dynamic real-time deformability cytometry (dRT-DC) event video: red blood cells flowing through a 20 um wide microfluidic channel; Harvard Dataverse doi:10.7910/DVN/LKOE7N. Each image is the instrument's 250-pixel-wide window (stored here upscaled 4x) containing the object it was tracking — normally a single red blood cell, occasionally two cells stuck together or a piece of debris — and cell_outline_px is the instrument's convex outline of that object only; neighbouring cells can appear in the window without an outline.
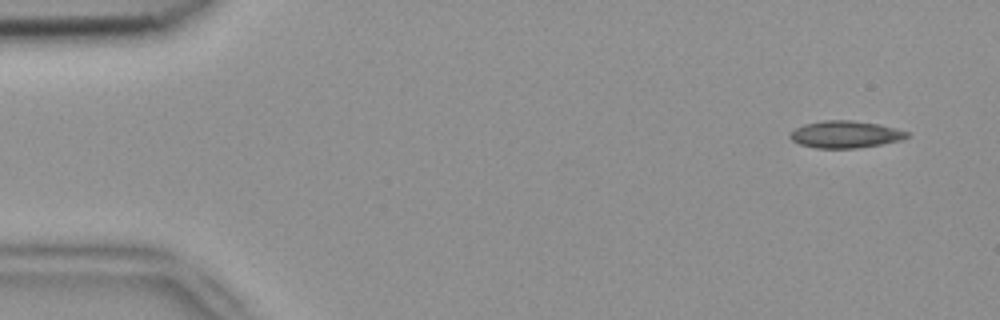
{"species": "common noctule bat (a hibernating species)", "species_latin": "Nyctalus noctula", "temperature_condition": "room temperature", "stored_images_in_passage": 4, "camera_frame_rate_fps": 3000, "um_per_image_px": 0.085, "animal": {"sex": "female", "body_mass_g": 18.4}, "frame": {"image": 1, "passage_image": 1, "time_ms": 0.0, "image_size_px": [1000, 320], "cell_outline_px": [[908, 136], [900, 140], [880, 144], [856, 148], [816, 148], [800, 144], [792, 140], [788, 136], [796, 128], [804, 124], [824, 120], [852, 120], [876, 124], [896, 128], [908, 132]], "centroid_in_image_um": [71.82, 11.42], "position_along_channel_um": 13.2, "area_um2": 18.21}}
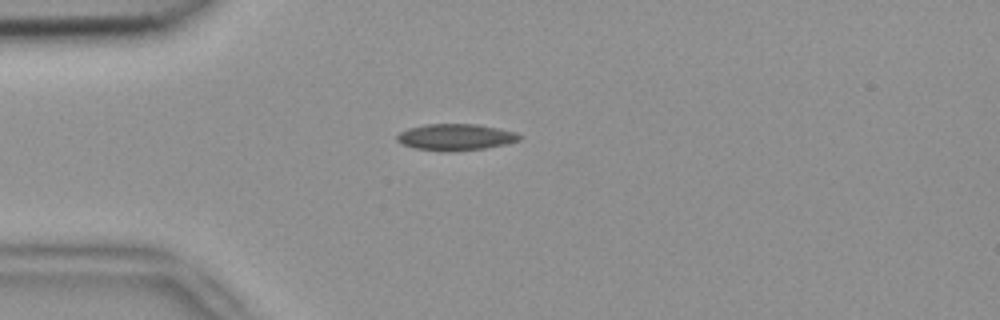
{"frame": {"image": 2, "passage_image": 4, "time_ms": 1.0, "image_size_px": [1000, 320], "cell_outline_px": [[524, 136], [520, 140], [508, 144], [484, 148], [452, 152], [440, 152], [416, 148], [404, 144], [396, 140], [396, 136], [400, 132], [408, 128], [424, 124], [476, 124], [516, 132]], "centroid_in_image_um": [38.75, 11.66], "position_along_channel_um": 46.3, "area_um2": 19.07}}